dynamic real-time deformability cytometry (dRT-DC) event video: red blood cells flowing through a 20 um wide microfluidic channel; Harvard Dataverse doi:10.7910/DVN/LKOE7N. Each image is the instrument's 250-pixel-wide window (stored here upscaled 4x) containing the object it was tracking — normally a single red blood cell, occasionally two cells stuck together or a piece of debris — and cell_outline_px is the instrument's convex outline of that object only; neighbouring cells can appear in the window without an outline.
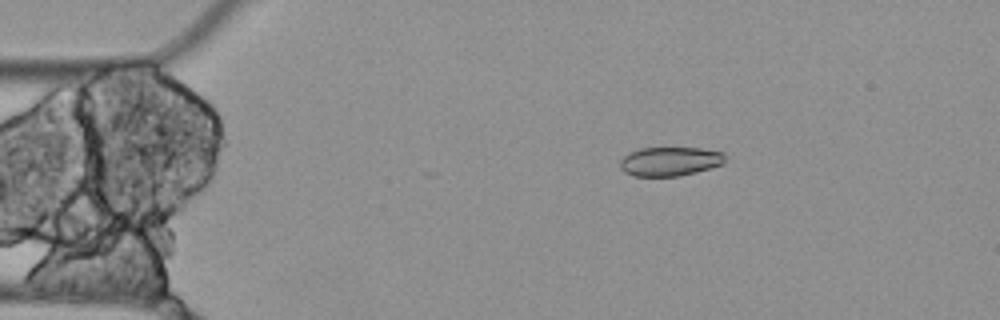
{"species": "Egyptian fruit bat (a non-hibernating species)", "species_latin": "Rousettus aegyptiacus", "temperature_condition": "cold", "stored_images_in_passage": 3, "camera_frame_rate_fps": 3000, "um_per_image_px": 0.085, "animal": {"sex": "female"}, "frame": {"image": 1, "passage_image": 1, "time_ms": 0.0, "image_size_px": [1000, 320], "cell_outline_px": [[724, 164], [712, 168], [680, 176], [632, 176], [624, 172], [620, 168], [620, 160], [628, 152], [640, 148], [700, 148], [724, 152]], "centroid_in_image_um": [56.93, 13.72], "position_along_channel_um": 28.1, "area_um2": 17.98}}
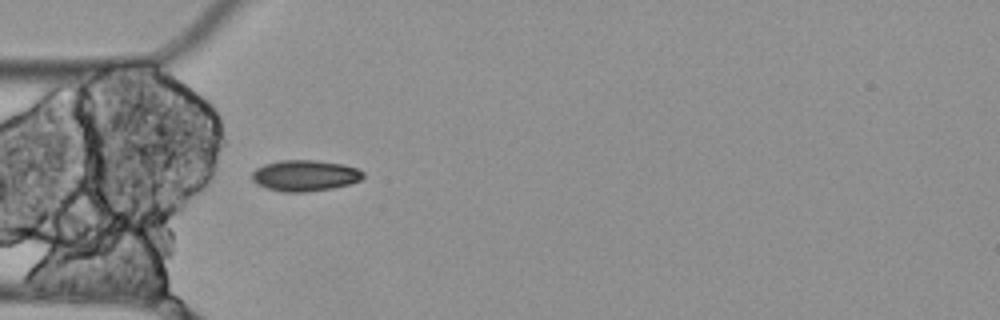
{"frame": {"image": 2, "passage_image": 3, "time_ms": 0.667, "image_size_px": [1000, 320], "cell_outline_px": [[364, 176], [360, 180], [348, 184], [332, 188], [304, 192], [284, 192], [268, 188], [256, 184], [252, 180], [252, 172], [256, 168], [264, 164], [280, 160], [316, 160], [344, 164], [356, 168], [364, 172]], "centroid_in_image_um": [25.91, 14.91], "position_along_channel_um": 59.1, "area_um2": 20.11}}